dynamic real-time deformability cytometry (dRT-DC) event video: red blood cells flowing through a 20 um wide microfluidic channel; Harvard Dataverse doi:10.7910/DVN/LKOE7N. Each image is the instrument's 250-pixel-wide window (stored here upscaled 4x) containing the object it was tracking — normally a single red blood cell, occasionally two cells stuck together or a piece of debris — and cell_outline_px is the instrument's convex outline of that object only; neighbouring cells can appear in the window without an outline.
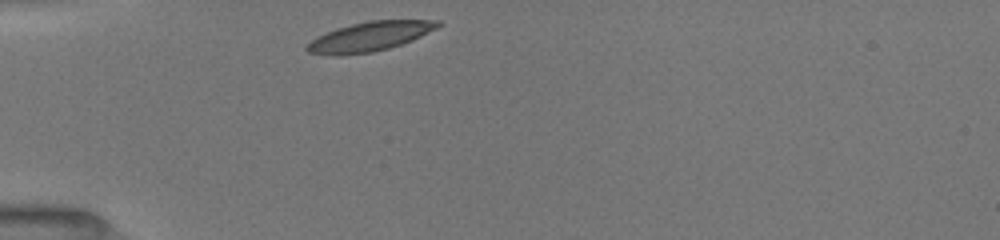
{"species": "common noctule bat (a hibernating species)", "species_latin": "Nyctalus noctula", "temperature_condition": "room temperature", "stored_images_in_passage": 5, "camera_frame_rate_fps": 3000, "um_per_image_px": 0.085, "animal": {"sex": "female", "body_mass_g": 19.5, "forearm_length_mm": 54.1}, "frame": {"image": 1, "passage_image": 1, "time_ms": 0.0, "image_size_px": [1000, 240], "cell_outline_px": [[444, 24], [412, 40], [388, 48], [372, 52], [336, 56], [332, 56], [308, 52], [304, 48], [312, 40], [336, 28], [368, 20], [440, 20]], "centroid_in_image_um": [31.43, 3.1], "position_along_channel_um": 53.6, "area_um2": 22.25}}